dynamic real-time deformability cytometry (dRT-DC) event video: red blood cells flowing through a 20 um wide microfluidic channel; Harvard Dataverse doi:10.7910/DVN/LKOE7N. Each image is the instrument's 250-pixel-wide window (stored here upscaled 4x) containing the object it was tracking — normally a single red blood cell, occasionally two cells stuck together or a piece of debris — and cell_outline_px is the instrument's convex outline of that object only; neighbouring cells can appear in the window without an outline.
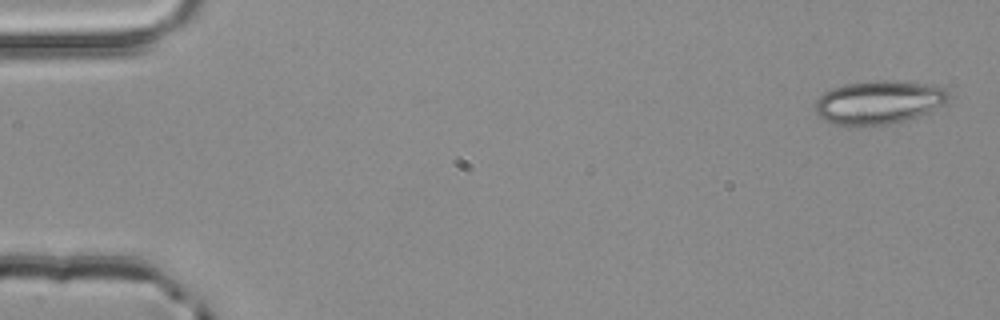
{"species": "common noctule bat (a hibernating species)", "species_latin": "Nyctalus noctula", "temperature_condition": "room temperature", "stored_images_in_passage": 5, "camera_frame_rate_fps": 3000, "um_per_image_px": 0.085, "animal": {"sex": "male", "body_mass_g": 20.4}, "frame": {"image": 1, "passage_image": 1, "time_ms": 0.0, "image_size_px": [1000, 320], "cell_outline_px": [[952, 96], [944, 104], [932, 112], [908, 120], [888, 124], [848, 128], [824, 120], [816, 112], [816, 100], [824, 92], [832, 88], [844, 84], [872, 80], [896, 80], [932, 84], [948, 88]], "centroid_in_image_um": [74.76, 8.7], "position_along_channel_um": 10.2, "area_um2": 34.91}}